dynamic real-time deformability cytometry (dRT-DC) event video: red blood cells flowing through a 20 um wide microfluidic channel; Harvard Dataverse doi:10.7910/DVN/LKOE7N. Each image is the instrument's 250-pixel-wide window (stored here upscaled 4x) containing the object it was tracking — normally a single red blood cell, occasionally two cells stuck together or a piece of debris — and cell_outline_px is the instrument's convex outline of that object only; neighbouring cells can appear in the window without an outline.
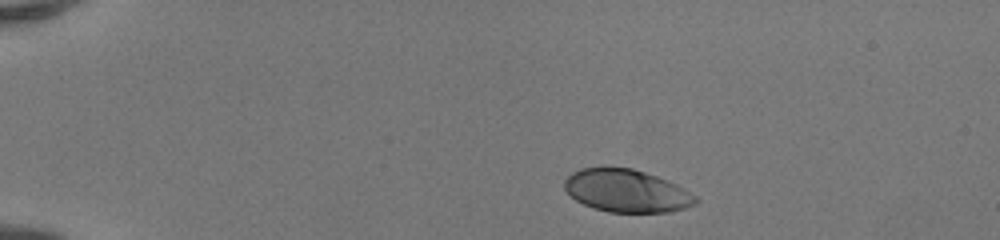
{"species": "human", "species_latin": "Homo sapiens", "temperature_condition": "room temperature", "stored_images_in_passage": 41, "camera_frame_rate_fps": 3000, "um_per_image_px": 0.085, "donor": {"sex": "female"}, "frame": {"image": 1, "passage_image": 1, "time_ms": 0.0, "image_size_px": [1000, 240], "cell_outline_px": [[700, 200], [696, 204], [684, 208], [668, 212], [608, 212], [592, 208], [576, 200], [564, 188], [564, 180], [572, 172], [580, 168], [604, 164], [632, 168], [668, 180], [684, 188], [696, 196]], "centroid_in_image_um": [53.23, 16.18], "position_along_channel_um": 31.8, "area_um2": 33.29}}
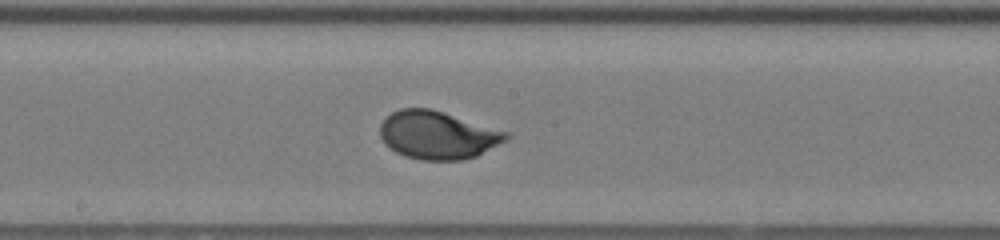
{"frame": {"image": 2, "passage_image": 20, "time_ms": 6.333, "image_size_px": [1000, 240], "cell_outline_px": [[512, 136], [508, 140], [476, 156], [464, 160], [420, 160], [404, 156], [396, 152], [384, 144], [380, 136], [380, 124], [392, 112], [400, 108], [432, 108], [508, 132]], "centroid_in_image_um": [37.21, 11.48], "position_along_channel_um": 211.0, "area_um2": 35.49}}
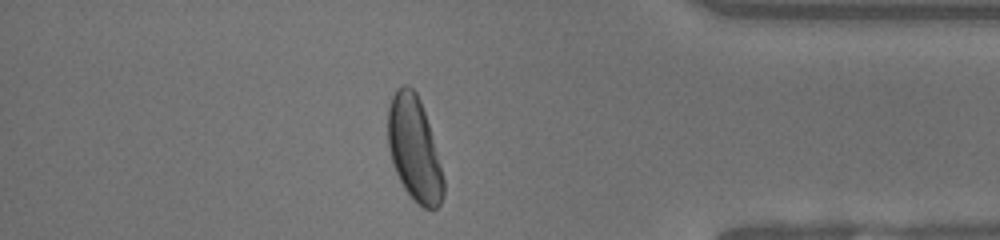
{"frame": {"image": 3, "passage_image": 35, "time_ms": 11.333, "image_size_px": [1000, 240], "cell_outline_px": [[444, 196], [440, 204], [436, 208], [424, 208], [404, 188], [392, 164], [388, 148], [388, 104], [392, 96], [404, 84], [408, 84], [416, 92], [420, 100], [432, 136], [440, 164], [444, 180]], "centroid_in_image_um": [35.2, 12.65], "position_along_channel_um": 400.0, "area_um2": 33.29}, "authors_computed_cell_mechanics": {"area_um2": 34.68, "velocity_mm_per_s": 4.1871, "shape_relaxation_time_tau1_ms": 2.2602, "shape_relaxation_time_tau2_ms": null, "deformation_change_tau1": 0.1736, "deformation_change_tau2": null}}